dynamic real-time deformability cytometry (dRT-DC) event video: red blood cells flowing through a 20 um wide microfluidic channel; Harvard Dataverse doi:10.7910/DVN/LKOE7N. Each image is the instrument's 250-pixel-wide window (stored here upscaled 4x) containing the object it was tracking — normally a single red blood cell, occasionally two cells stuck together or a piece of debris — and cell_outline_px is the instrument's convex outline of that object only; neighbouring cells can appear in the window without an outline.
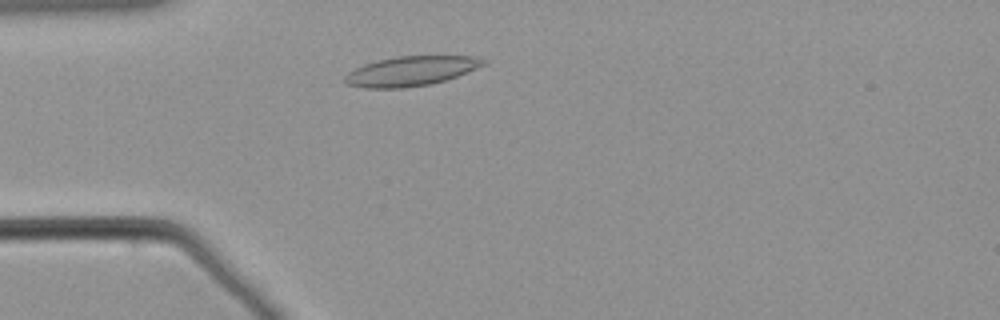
{"species": "common noctule bat (a hibernating species)", "species_latin": "Nyctalus noctula", "temperature_condition": "warm", "stored_images_in_passage": 48, "camera_frame_rate_fps": 3000, "um_per_image_px": 0.085, "animal": {"sex": "male", "body_mass_g": 21.5, "forearm_length_mm": 52.0}, "frame": {"image": 1, "passage_image": 7, "time_ms": 2.0, "image_size_px": [1000, 320], "cell_outline_px": [[488, 60], [484, 64], [476, 68], [456, 76], [444, 80], [428, 84], [400, 88], [364, 88], [348, 84], [344, 80], [344, 76], [348, 72], [364, 64], [376, 60], [396, 56], [476, 56]], "centroid_in_image_um": [34.9, 6.03], "position_along_channel_um": 50.1, "area_um2": 23.7}}
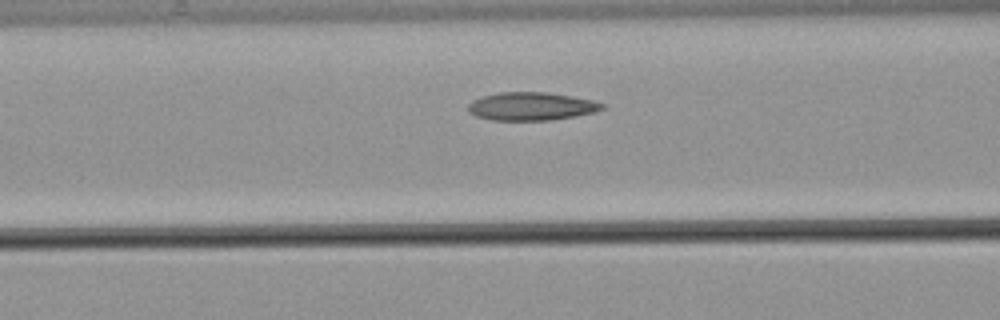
{"frame": {"image": 2, "passage_image": 14, "time_ms": 4.333, "image_size_px": [1000, 320], "cell_outline_px": [[608, 104], [604, 108], [592, 112], [552, 120], [492, 120], [476, 116], [468, 112], [468, 104], [472, 100], [484, 96], [500, 92], [548, 92], [572, 96], [592, 100]], "centroid_in_image_um": [45.15, 9.03], "position_along_channel_um": 121.4, "area_um2": 21.91}}
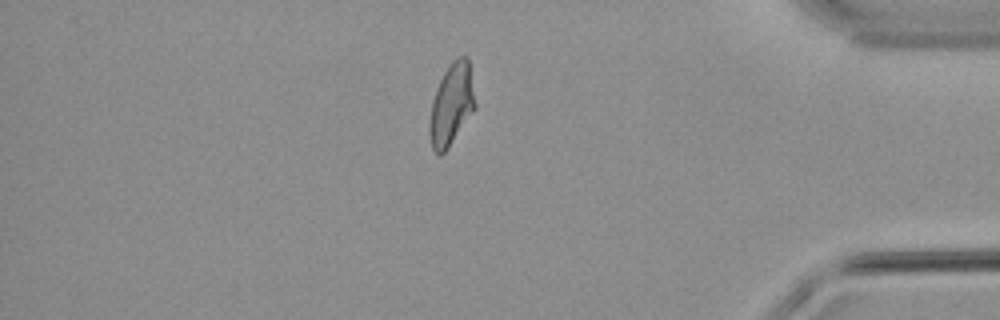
{"frame": {"image": 3, "passage_image": 40, "time_ms": 13.0, "image_size_px": [1000, 320], "cell_outline_px": [[476, 108], [448, 148], [440, 156], [432, 148], [428, 132], [428, 124], [432, 100], [436, 88], [444, 72], [452, 60], [456, 56], [468, 56], [476, 104]], "centroid_in_image_um": [38.37, 8.87], "position_along_channel_um": 396.8, "area_um2": 21.96}}